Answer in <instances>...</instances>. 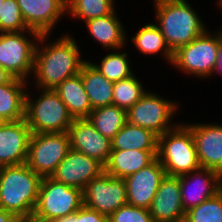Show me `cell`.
I'll use <instances>...</instances> for the list:
<instances>
[{
	"label": "cell",
	"mask_w": 222,
	"mask_h": 222,
	"mask_svg": "<svg viewBox=\"0 0 222 222\" xmlns=\"http://www.w3.org/2000/svg\"><path fill=\"white\" fill-rule=\"evenodd\" d=\"M165 176V170L156 158L151 164L126 177L127 203L149 209Z\"/></svg>",
	"instance_id": "cell-18"
},
{
	"label": "cell",
	"mask_w": 222,
	"mask_h": 222,
	"mask_svg": "<svg viewBox=\"0 0 222 222\" xmlns=\"http://www.w3.org/2000/svg\"><path fill=\"white\" fill-rule=\"evenodd\" d=\"M83 204L109 217L128 204L125 180L103 172L83 189Z\"/></svg>",
	"instance_id": "cell-11"
},
{
	"label": "cell",
	"mask_w": 222,
	"mask_h": 222,
	"mask_svg": "<svg viewBox=\"0 0 222 222\" xmlns=\"http://www.w3.org/2000/svg\"><path fill=\"white\" fill-rule=\"evenodd\" d=\"M30 84L13 77L8 83L0 85V117L4 122L25 119V98Z\"/></svg>",
	"instance_id": "cell-22"
},
{
	"label": "cell",
	"mask_w": 222,
	"mask_h": 222,
	"mask_svg": "<svg viewBox=\"0 0 222 222\" xmlns=\"http://www.w3.org/2000/svg\"><path fill=\"white\" fill-rule=\"evenodd\" d=\"M220 185H221V191H222V173L220 174Z\"/></svg>",
	"instance_id": "cell-41"
},
{
	"label": "cell",
	"mask_w": 222,
	"mask_h": 222,
	"mask_svg": "<svg viewBox=\"0 0 222 222\" xmlns=\"http://www.w3.org/2000/svg\"><path fill=\"white\" fill-rule=\"evenodd\" d=\"M66 4L70 1V0H63Z\"/></svg>",
	"instance_id": "cell-44"
},
{
	"label": "cell",
	"mask_w": 222,
	"mask_h": 222,
	"mask_svg": "<svg viewBox=\"0 0 222 222\" xmlns=\"http://www.w3.org/2000/svg\"><path fill=\"white\" fill-rule=\"evenodd\" d=\"M154 222H184L179 177L165 176L149 208Z\"/></svg>",
	"instance_id": "cell-19"
},
{
	"label": "cell",
	"mask_w": 222,
	"mask_h": 222,
	"mask_svg": "<svg viewBox=\"0 0 222 222\" xmlns=\"http://www.w3.org/2000/svg\"><path fill=\"white\" fill-rule=\"evenodd\" d=\"M87 119L98 132L112 140L127 123V111L112 104L93 109Z\"/></svg>",
	"instance_id": "cell-27"
},
{
	"label": "cell",
	"mask_w": 222,
	"mask_h": 222,
	"mask_svg": "<svg viewBox=\"0 0 222 222\" xmlns=\"http://www.w3.org/2000/svg\"><path fill=\"white\" fill-rule=\"evenodd\" d=\"M4 121L2 120V118L0 117V125L3 123Z\"/></svg>",
	"instance_id": "cell-43"
},
{
	"label": "cell",
	"mask_w": 222,
	"mask_h": 222,
	"mask_svg": "<svg viewBox=\"0 0 222 222\" xmlns=\"http://www.w3.org/2000/svg\"><path fill=\"white\" fill-rule=\"evenodd\" d=\"M104 172V166L83 153L70 149L50 176L55 181L83 191L85 186Z\"/></svg>",
	"instance_id": "cell-12"
},
{
	"label": "cell",
	"mask_w": 222,
	"mask_h": 222,
	"mask_svg": "<svg viewBox=\"0 0 222 222\" xmlns=\"http://www.w3.org/2000/svg\"><path fill=\"white\" fill-rule=\"evenodd\" d=\"M12 78L13 76L11 74H9L6 70L0 67V85L8 83Z\"/></svg>",
	"instance_id": "cell-37"
},
{
	"label": "cell",
	"mask_w": 222,
	"mask_h": 222,
	"mask_svg": "<svg viewBox=\"0 0 222 222\" xmlns=\"http://www.w3.org/2000/svg\"><path fill=\"white\" fill-rule=\"evenodd\" d=\"M179 110L176 100L172 101L147 90L140 100L127 110V122L149 129L160 136L180 123L173 120Z\"/></svg>",
	"instance_id": "cell-9"
},
{
	"label": "cell",
	"mask_w": 222,
	"mask_h": 222,
	"mask_svg": "<svg viewBox=\"0 0 222 222\" xmlns=\"http://www.w3.org/2000/svg\"><path fill=\"white\" fill-rule=\"evenodd\" d=\"M37 90L36 94L26 91L25 120L32 133H64L68 132L73 117L68 113L66 105L54 89ZM36 95V96H35ZM35 98V99H34Z\"/></svg>",
	"instance_id": "cell-4"
},
{
	"label": "cell",
	"mask_w": 222,
	"mask_h": 222,
	"mask_svg": "<svg viewBox=\"0 0 222 222\" xmlns=\"http://www.w3.org/2000/svg\"><path fill=\"white\" fill-rule=\"evenodd\" d=\"M120 51L122 49L111 50L101 58L100 63H93L92 60L88 61L109 81L118 82L134 74L127 51Z\"/></svg>",
	"instance_id": "cell-28"
},
{
	"label": "cell",
	"mask_w": 222,
	"mask_h": 222,
	"mask_svg": "<svg viewBox=\"0 0 222 222\" xmlns=\"http://www.w3.org/2000/svg\"><path fill=\"white\" fill-rule=\"evenodd\" d=\"M188 123V124H187ZM184 123L192 132L200 167L222 173V124Z\"/></svg>",
	"instance_id": "cell-13"
},
{
	"label": "cell",
	"mask_w": 222,
	"mask_h": 222,
	"mask_svg": "<svg viewBox=\"0 0 222 222\" xmlns=\"http://www.w3.org/2000/svg\"><path fill=\"white\" fill-rule=\"evenodd\" d=\"M76 221V212L69 214L67 216L59 217L49 222H75Z\"/></svg>",
	"instance_id": "cell-38"
},
{
	"label": "cell",
	"mask_w": 222,
	"mask_h": 222,
	"mask_svg": "<svg viewBox=\"0 0 222 222\" xmlns=\"http://www.w3.org/2000/svg\"><path fill=\"white\" fill-rule=\"evenodd\" d=\"M50 36L53 35L42 34L37 41L33 80L29 81L41 89H54L65 79L79 74L88 61L81 56V48L70 33L65 32L52 42Z\"/></svg>",
	"instance_id": "cell-1"
},
{
	"label": "cell",
	"mask_w": 222,
	"mask_h": 222,
	"mask_svg": "<svg viewBox=\"0 0 222 222\" xmlns=\"http://www.w3.org/2000/svg\"><path fill=\"white\" fill-rule=\"evenodd\" d=\"M83 205L82 190L55 181L51 177H44L32 222H49L77 212Z\"/></svg>",
	"instance_id": "cell-7"
},
{
	"label": "cell",
	"mask_w": 222,
	"mask_h": 222,
	"mask_svg": "<svg viewBox=\"0 0 222 222\" xmlns=\"http://www.w3.org/2000/svg\"><path fill=\"white\" fill-rule=\"evenodd\" d=\"M75 222H108V217L104 214L97 212L94 209L83 205L76 212Z\"/></svg>",
	"instance_id": "cell-34"
},
{
	"label": "cell",
	"mask_w": 222,
	"mask_h": 222,
	"mask_svg": "<svg viewBox=\"0 0 222 222\" xmlns=\"http://www.w3.org/2000/svg\"><path fill=\"white\" fill-rule=\"evenodd\" d=\"M17 3L27 27L40 35L52 34L62 17H68L63 0H17Z\"/></svg>",
	"instance_id": "cell-15"
},
{
	"label": "cell",
	"mask_w": 222,
	"mask_h": 222,
	"mask_svg": "<svg viewBox=\"0 0 222 222\" xmlns=\"http://www.w3.org/2000/svg\"><path fill=\"white\" fill-rule=\"evenodd\" d=\"M184 222H222V191L186 211Z\"/></svg>",
	"instance_id": "cell-31"
},
{
	"label": "cell",
	"mask_w": 222,
	"mask_h": 222,
	"mask_svg": "<svg viewBox=\"0 0 222 222\" xmlns=\"http://www.w3.org/2000/svg\"><path fill=\"white\" fill-rule=\"evenodd\" d=\"M41 181L26 163L0 167V208L32 219Z\"/></svg>",
	"instance_id": "cell-3"
},
{
	"label": "cell",
	"mask_w": 222,
	"mask_h": 222,
	"mask_svg": "<svg viewBox=\"0 0 222 222\" xmlns=\"http://www.w3.org/2000/svg\"><path fill=\"white\" fill-rule=\"evenodd\" d=\"M178 177L185 212L221 191L220 173L211 169L200 167Z\"/></svg>",
	"instance_id": "cell-17"
},
{
	"label": "cell",
	"mask_w": 222,
	"mask_h": 222,
	"mask_svg": "<svg viewBox=\"0 0 222 222\" xmlns=\"http://www.w3.org/2000/svg\"><path fill=\"white\" fill-rule=\"evenodd\" d=\"M208 30L173 53L171 65L175 69L200 80L211 78L217 62L219 28Z\"/></svg>",
	"instance_id": "cell-6"
},
{
	"label": "cell",
	"mask_w": 222,
	"mask_h": 222,
	"mask_svg": "<svg viewBox=\"0 0 222 222\" xmlns=\"http://www.w3.org/2000/svg\"><path fill=\"white\" fill-rule=\"evenodd\" d=\"M108 222H154L149 209L129 204L121 206L108 217Z\"/></svg>",
	"instance_id": "cell-33"
},
{
	"label": "cell",
	"mask_w": 222,
	"mask_h": 222,
	"mask_svg": "<svg viewBox=\"0 0 222 222\" xmlns=\"http://www.w3.org/2000/svg\"><path fill=\"white\" fill-rule=\"evenodd\" d=\"M70 148L105 166L112 151L111 140L98 132L87 118L73 119L68 129Z\"/></svg>",
	"instance_id": "cell-14"
},
{
	"label": "cell",
	"mask_w": 222,
	"mask_h": 222,
	"mask_svg": "<svg viewBox=\"0 0 222 222\" xmlns=\"http://www.w3.org/2000/svg\"><path fill=\"white\" fill-rule=\"evenodd\" d=\"M17 218L16 214L0 208V222H14Z\"/></svg>",
	"instance_id": "cell-36"
},
{
	"label": "cell",
	"mask_w": 222,
	"mask_h": 222,
	"mask_svg": "<svg viewBox=\"0 0 222 222\" xmlns=\"http://www.w3.org/2000/svg\"><path fill=\"white\" fill-rule=\"evenodd\" d=\"M80 74L92 110L112 105L113 82L102 75L89 61L82 66Z\"/></svg>",
	"instance_id": "cell-24"
},
{
	"label": "cell",
	"mask_w": 222,
	"mask_h": 222,
	"mask_svg": "<svg viewBox=\"0 0 222 222\" xmlns=\"http://www.w3.org/2000/svg\"><path fill=\"white\" fill-rule=\"evenodd\" d=\"M147 90L133 74L128 78L114 82L112 104L127 111L140 100Z\"/></svg>",
	"instance_id": "cell-30"
},
{
	"label": "cell",
	"mask_w": 222,
	"mask_h": 222,
	"mask_svg": "<svg viewBox=\"0 0 222 222\" xmlns=\"http://www.w3.org/2000/svg\"><path fill=\"white\" fill-rule=\"evenodd\" d=\"M116 10L108 15L84 22L90 37L105 49V51L123 49L127 44V32L123 22L118 18ZM126 32V33H125Z\"/></svg>",
	"instance_id": "cell-20"
},
{
	"label": "cell",
	"mask_w": 222,
	"mask_h": 222,
	"mask_svg": "<svg viewBox=\"0 0 222 222\" xmlns=\"http://www.w3.org/2000/svg\"><path fill=\"white\" fill-rule=\"evenodd\" d=\"M39 37L40 34L34 30L1 33L0 67L13 77L29 82L34 70V53Z\"/></svg>",
	"instance_id": "cell-8"
},
{
	"label": "cell",
	"mask_w": 222,
	"mask_h": 222,
	"mask_svg": "<svg viewBox=\"0 0 222 222\" xmlns=\"http://www.w3.org/2000/svg\"><path fill=\"white\" fill-rule=\"evenodd\" d=\"M31 135L25 119L0 125V167L26 163Z\"/></svg>",
	"instance_id": "cell-16"
},
{
	"label": "cell",
	"mask_w": 222,
	"mask_h": 222,
	"mask_svg": "<svg viewBox=\"0 0 222 222\" xmlns=\"http://www.w3.org/2000/svg\"><path fill=\"white\" fill-rule=\"evenodd\" d=\"M158 150H112L104 172L112 177L125 179L157 158Z\"/></svg>",
	"instance_id": "cell-21"
},
{
	"label": "cell",
	"mask_w": 222,
	"mask_h": 222,
	"mask_svg": "<svg viewBox=\"0 0 222 222\" xmlns=\"http://www.w3.org/2000/svg\"><path fill=\"white\" fill-rule=\"evenodd\" d=\"M152 3L154 22L172 53L209 29L187 0H153Z\"/></svg>",
	"instance_id": "cell-2"
},
{
	"label": "cell",
	"mask_w": 222,
	"mask_h": 222,
	"mask_svg": "<svg viewBox=\"0 0 222 222\" xmlns=\"http://www.w3.org/2000/svg\"><path fill=\"white\" fill-rule=\"evenodd\" d=\"M54 90L66 105L67 111L73 119H82L89 116L92 107L80 73L65 79Z\"/></svg>",
	"instance_id": "cell-23"
},
{
	"label": "cell",
	"mask_w": 222,
	"mask_h": 222,
	"mask_svg": "<svg viewBox=\"0 0 222 222\" xmlns=\"http://www.w3.org/2000/svg\"><path fill=\"white\" fill-rule=\"evenodd\" d=\"M215 75H221L222 76V26L219 27V42H218V51H217V62L215 69L213 71L212 77Z\"/></svg>",
	"instance_id": "cell-35"
},
{
	"label": "cell",
	"mask_w": 222,
	"mask_h": 222,
	"mask_svg": "<svg viewBox=\"0 0 222 222\" xmlns=\"http://www.w3.org/2000/svg\"><path fill=\"white\" fill-rule=\"evenodd\" d=\"M134 34L127 42L131 41L139 53L145 56H154L160 53L162 58L171 65L173 53L167 46L164 36L155 22L146 23L141 28H138Z\"/></svg>",
	"instance_id": "cell-25"
},
{
	"label": "cell",
	"mask_w": 222,
	"mask_h": 222,
	"mask_svg": "<svg viewBox=\"0 0 222 222\" xmlns=\"http://www.w3.org/2000/svg\"><path fill=\"white\" fill-rule=\"evenodd\" d=\"M115 0H70L67 3V15L80 22L108 16L115 11Z\"/></svg>",
	"instance_id": "cell-29"
},
{
	"label": "cell",
	"mask_w": 222,
	"mask_h": 222,
	"mask_svg": "<svg viewBox=\"0 0 222 222\" xmlns=\"http://www.w3.org/2000/svg\"><path fill=\"white\" fill-rule=\"evenodd\" d=\"M70 149L67 132L32 133L26 164L42 178L50 177Z\"/></svg>",
	"instance_id": "cell-10"
},
{
	"label": "cell",
	"mask_w": 222,
	"mask_h": 222,
	"mask_svg": "<svg viewBox=\"0 0 222 222\" xmlns=\"http://www.w3.org/2000/svg\"><path fill=\"white\" fill-rule=\"evenodd\" d=\"M30 30L20 11L17 0H4L0 8V31L22 32Z\"/></svg>",
	"instance_id": "cell-32"
},
{
	"label": "cell",
	"mask_w": 222,
	"mask_h": 222,
	"mask_svg": "<svg viewBox=\"0 0 222 222\" xmlns=\"http://www.w3.org/2000/svg\"><path fill=\"white\" fill-rule=\"evenodd\" d=\"M112 150H158V135L128 122L111 140Z\"/></svg>",
	"instance_id": "cell-26"
},
{
	"label": "cell",
	"mask_w": 222,
	"mask_h": 222,
	"mask_svg": "<svg viewBox=\"0 0 222 222\" xmlns=\"http://www.w3.org/2000/svg\"><path fill=\"white\" fill-rule=\"evenodd\" d=\"M14 222H32V219L25 217H18Z\"/></svg>",
	"instance_id": "cell-39"
},
{
	"label": "cell",
	"mask_w": 222,
	"mask_h": 222,
	"mask_svg": "<svg viewBox=\"0 0 222 222\" xmlns=\"http://www.w3.org/2000/svg\"><path fill=\"white\" fill-rule=\"evenodd\" d=\"M157 158L167 176H180L200 168L191 130L180 122L158 136Z\"/></svg>",
	"instance_id": "cell-5"
},
{
	"label": "cell",
	"mask_w": 222,
	"mask_h": 222,
	"mask_svg": "<svg viewBox=\"0 0 222 222\" xmlns=\"http://www.w3.org/2000/svg\"><path fill=\"white\" fill-rule=\"evenodd\" d=\"M4 0H0V8H1V5L3 4Z\"/></svg>",
	"instance_id": "cell-42"
},
{
	"label": "cell",
	"mask_w": 222,
	"mask_h": 222,
	"mask_svg": "<svg viewBox=\"0 0 222 222\" xmlns=\"http://www.w3.org/2000/svg\"><path fill=\"white\" fill-rule=\"evenodd\" d=\"M217 6L220 8L219 10H222V0H217Z\"/></svg>",
	"instance_id": "cell-40"
}]
</instances>
